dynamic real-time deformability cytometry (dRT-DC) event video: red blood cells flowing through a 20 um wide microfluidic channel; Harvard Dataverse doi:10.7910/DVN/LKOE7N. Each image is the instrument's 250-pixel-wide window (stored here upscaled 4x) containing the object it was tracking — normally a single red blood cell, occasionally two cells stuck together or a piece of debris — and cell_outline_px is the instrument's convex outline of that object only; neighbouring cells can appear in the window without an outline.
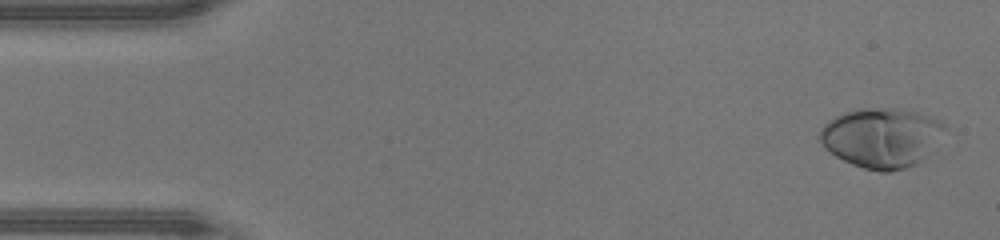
{"species": "human", "species_latin": "Homo sapiens", "temperature_condition": "warm", "stored_images_in_passage": 47, "camera_frame_rate_fps": 3000, "um_per_image_px": 0.085, "donor": {"sex": "male"}, "frame": {"image": 1, "passage_image": 2, "time_ms": 0.333, "image_size_px": [1000, 240], "cell_outline_px": [[948, 128], [924, 156], [916, 164], [908, 168], [892, 172], [880, 172], [864, 168], [852, 164], [836, 156], [824, 148], [816, 140], [816, 136], [820, 128], [828, 120], [844, 112], [856, 108], [896, 108], [916, 112], [940, 120]], "centroid_in_image_um": [74.86, 11.69], "position_along_channel_um": 10.1, "area_um2": 43.75}}
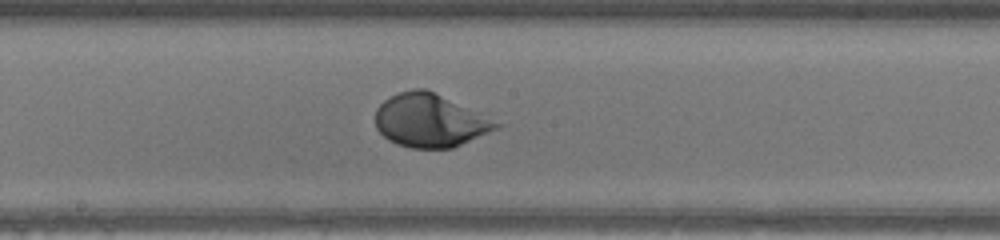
{"frame": {"image": 2, "passage_image": 25, "time_ms": 8.0, "image_size_px": [1000, 240], "cell_outline_px": [[504, 124], [488, 132], [452, 148], [412, 148], [396, 144], [388, 140], [376, 128], [376, 108], [384, 100], [400, 92], [412, 88], [424, 88]], "centroid_in_image_um": [36.5, 10.25], "position_along_channel_um": 211.7, "area_um2": 36.88}}
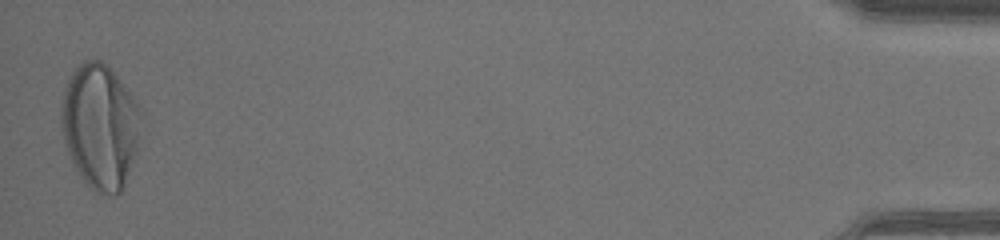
{"frame": {"image": 3, "passage_image": 47, "time_ms": 15.333, "image_size_px": [1000, 240], "cell_outline_px": [[144, 116], [136, 156], [124, 188], [116, 196], [96, 192], [84, 184], [64, 144], [60, 124], [60, 108], [64, 88], [72, 72], [84, 60], [100, 60], [120, 80], [144, 112]], "centroid_in_image_um": [8.53, 10.78], "position_along_channel_um": 426.7, "area_um2": 58.9}, "authors_computed_cell_mechanics": {"area_um2": 38.4948, "velocity_mm_per_s": 4.3194, "shape_relaxation_time_tau1_ms": 2.425, "shape_relaxation_time_tau2_ms": null, "deformation_change_tau1": 0.1978, "deformation_change_tau2": null}}